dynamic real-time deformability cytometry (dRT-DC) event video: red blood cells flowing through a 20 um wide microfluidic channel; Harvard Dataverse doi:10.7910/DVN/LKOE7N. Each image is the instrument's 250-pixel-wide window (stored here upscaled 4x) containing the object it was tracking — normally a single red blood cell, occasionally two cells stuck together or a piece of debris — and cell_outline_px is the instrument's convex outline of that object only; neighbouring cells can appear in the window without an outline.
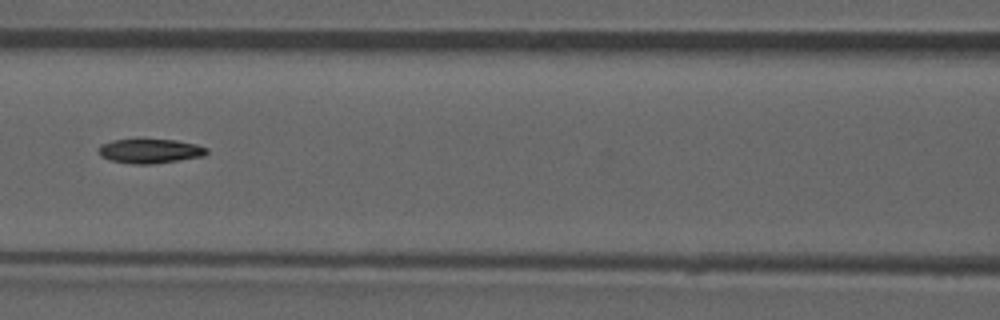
{"species": "common noctule bat (a hibernating species)", "species_latin": "Nyctalus noctula", "temperature_condition": "room temperature", "stored_images_in_passage": 52, "camera_frame_rate_fps": 3000, "um_per_image_px": 0.085, "animal": {"sex": "male", "forearm_length_mm": 52.5}, "frame": {"image": 1, "passage_image": 23, "time_ms": 7.333, "image_size_px": [1000, 320], "cell_outline_px": [[208, 152], [204, 156], [152, 164], [132, 164], [108, 160], [100, 156], [100, 144], [112, 140], [136, 136], [176, 140], [196, 144], [208, 148]], "centroid_in_image_um": [12.71, 12.79], "position_along_channel_um": 153.9, "area_um2": 16.18}}